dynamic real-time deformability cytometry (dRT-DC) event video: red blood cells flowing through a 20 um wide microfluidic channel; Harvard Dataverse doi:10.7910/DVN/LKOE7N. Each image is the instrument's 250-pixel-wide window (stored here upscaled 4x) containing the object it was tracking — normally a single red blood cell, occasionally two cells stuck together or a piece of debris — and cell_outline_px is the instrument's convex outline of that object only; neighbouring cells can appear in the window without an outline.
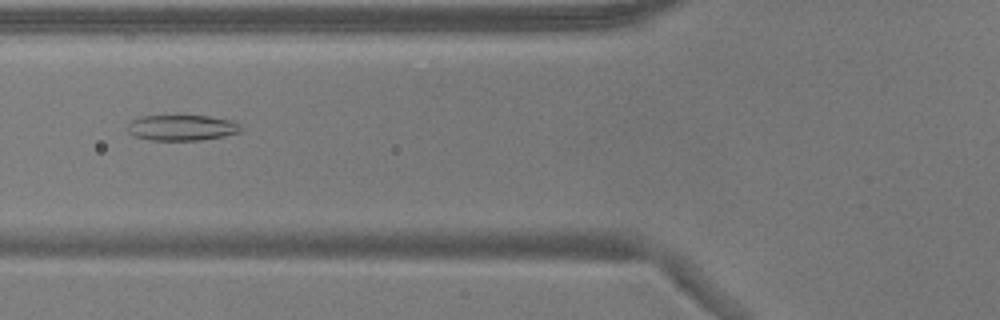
{"species": "common noctule bat (a hibernating species)", "species_latin": "Nyctalus noctula", "temperature_condition": "warm", "stored_images_in_passage": 52, "camera_frame_rate_fps": 3000, "um_per_image_px": 0.085, "animal": {"sex": "male", "body_mass_g": 17.9}, "frame": {"image": 1, "passage_image": 20, "time_ms": 6.333, "image_size_px": [1000, 320], "cell_outline_px": [[244, 128], [240, 132], [200, 140], [152, 140], [136, 136], [128, 132], [128, 124], [132, 120], [140, 116], [208, 116], [232, 120], [240, 124]], "centroid_in_image_um": [15.48, 10.85], "position_along_channel_um": 110.3, "area_um2": 16.82}}
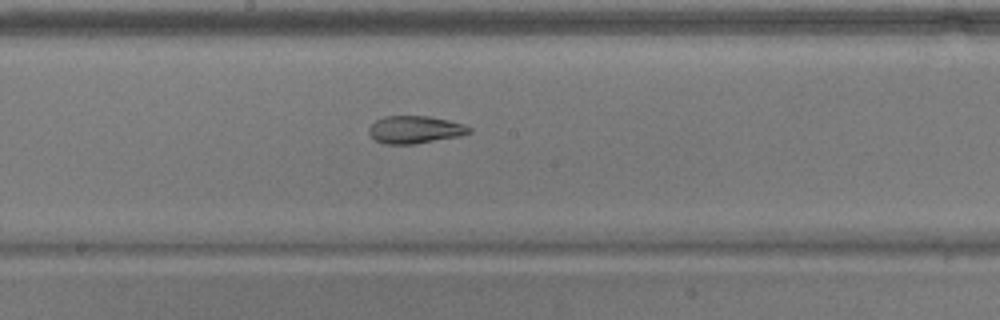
{"frame": {"image": 2, "passage_image": 28, "time_ms": 9.0, "image_size_px": [1000, 320], "cell_outline_px": [[472, 132], [460, 136], [416, 144], [384, 144], [376, 140], [368, 132], [368, 128], [376, 120], [384, 116], [428, 116], [448, 120], [464, 124], [472, 128]], "centroid_in_image_um": [35.29, 11.02], "position_along_channel_um": 212.9, "area_um2": 16.18}}
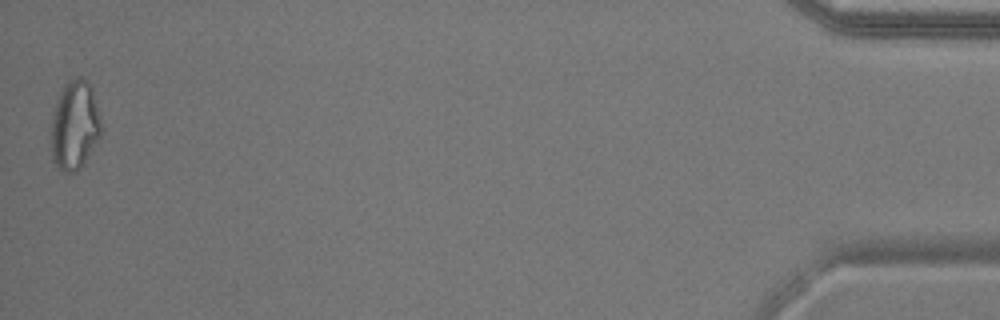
{"frame": {"image": 3, "passage_image": 52, "time_ms": 17.0, "image_size_px": [1000, 320], "cell_outline_px": [[104, 128], [100, 136], [84, 164], [76, 172], [64, 172], [56, 168], [52, 160], [52, 116], [56, 100], [64, 84], [76, 76], [80, 76], [88, 80], [92, 88]], "centroid_in_image_um": [6.37, 10.64], "position_along_channel_um": 428.8, "area_um2": 26.47}, "authors_computed_cell_mechanics": {"area_um2": 21.2993, "velocity_mm_per_s": 3.8375, "shape_relaxation_time_tau1_ms": null, "shape_relaxation_time_tau2_ms": 2.8323, "deformation_change_tau1": null, "deformation_change_tau2": 0.1011}}